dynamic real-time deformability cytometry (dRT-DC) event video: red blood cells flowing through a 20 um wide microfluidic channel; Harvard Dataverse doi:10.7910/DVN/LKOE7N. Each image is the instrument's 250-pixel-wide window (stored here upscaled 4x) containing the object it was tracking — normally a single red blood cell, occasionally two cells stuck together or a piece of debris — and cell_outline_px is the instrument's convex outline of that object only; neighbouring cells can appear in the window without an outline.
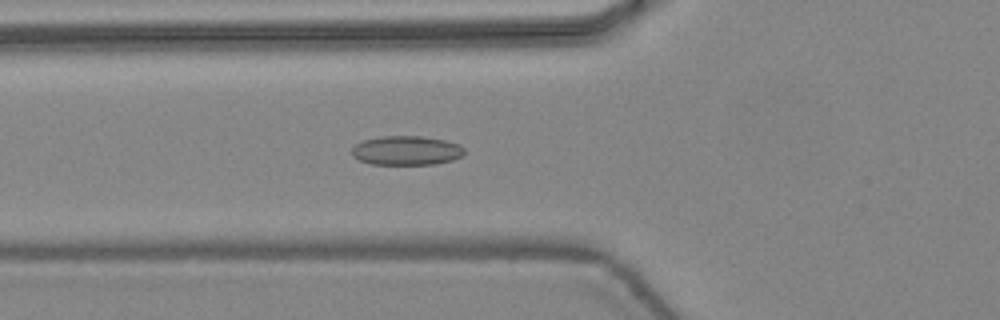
{"species": "common noctule bat (a hibernating species)", "species_latin": "Nyctalus noctula", "temperature_condition": "warm", "stored_images_in_passage": 31, "camera_frame_rate_fps": 3000, "um_per_image_px": 0.085, "animal": {"sex": "female", "body_mass_g": 24.6, "forearm_length_mm": 56.2}, "frame": {"image": 1, "passage_image": 2, "time_ms": 0.333, "image_size_px": [1000, 320], "cell_outline_px": [[464, 152], [460, 156], [452, 160], [436, 164], [372, 164], [360, 160], [352, 156], [352, 148], [356, 144], [364, 140], [380, 136], [420, 136], [444, 140], [460, 144], [464, 148]], "centroid_in_image_um": [34.54, 12.79], "position_along_channel_um": 91.3, "area_um2": 19.07}}
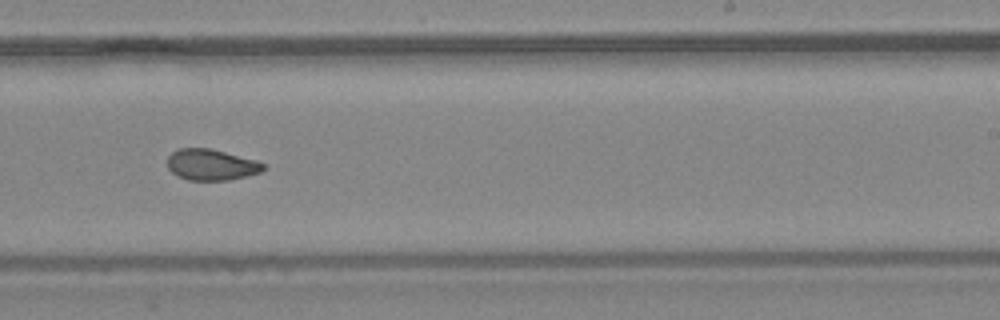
{"frame": {"image": 2, "passage_image": 14, "time_ms": 4.333, "image_size_px": [1000, 320], "cell_outline_px": [[264, 168], [260, 172], [228, 180], [188, 180], [172, 172], [168, 168], [168, 156], [172, 152], [180, 148], [208, 148], [256, 160], [264, 164]], "centroid_in_image_um": [17.93, 14.0], "position_along_channel_um": 271.1, "area_um2": 17.05}}
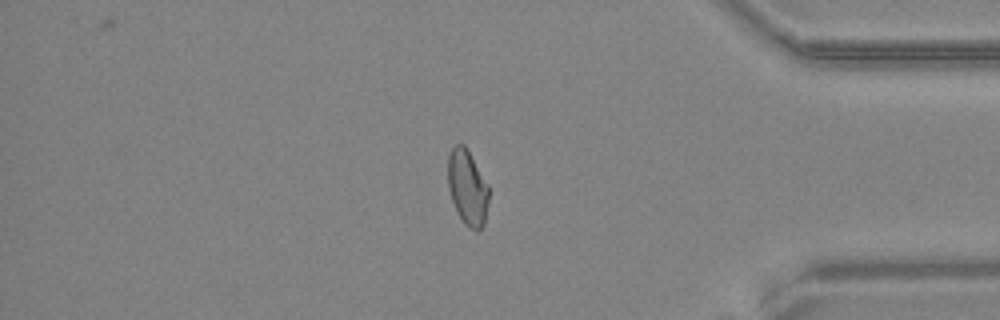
{"frame": {"image": 3, "passage_image": 24, "time_ms": 7.667, "image_size_px": [1000, 320], "cell_outline_px": [[488, 200], [484, 224], [480, 232], [476, 232], [468, 228], [464, 224], [456, 212], [448, 188], [448, 156], [452, 148], [456, 144], [464, 144], [488, 184]], "centroid_in_image_um": [39.73, 15.99], "position_along_channel_um": 395.5, "area_um2": 18.03}, "authors_computed_cell_mechanics": {"area_um2": 18.0914, "velocity_mm_per_s": 4.4816, "shape_relaxation_time_tau1_ms": null, "shape_relaxation_time_tau2_ms": 0.9989, "deformation_change_tau1": null, "deformation_change_tau2": 0.0562}}